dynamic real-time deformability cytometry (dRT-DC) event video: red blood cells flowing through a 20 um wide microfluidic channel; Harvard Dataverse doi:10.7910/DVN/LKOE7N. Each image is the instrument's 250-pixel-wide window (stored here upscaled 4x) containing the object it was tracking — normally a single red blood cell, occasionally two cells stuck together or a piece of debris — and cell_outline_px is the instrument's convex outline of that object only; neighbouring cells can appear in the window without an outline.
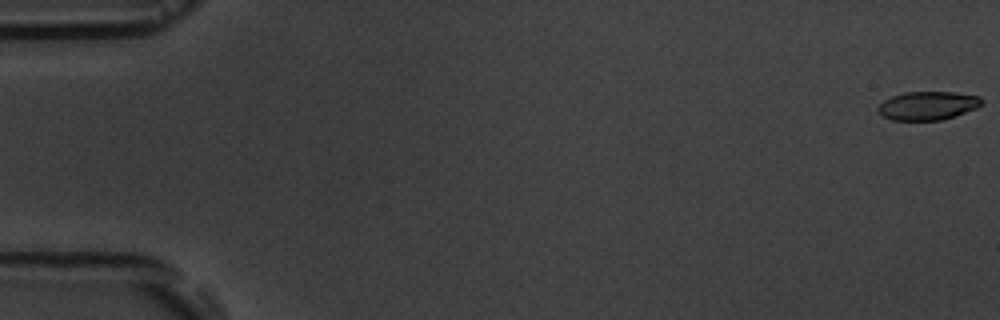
{"species": "common noctule bat (a hibernating species)", "species_latin": "Nyctalus noctula", "temperature_condition": "room temperature", "stored_images_in_passage": 5, "camera_frame_rate_fps": 3000, "um_per_image_px": 0.085, "animal": {"sex": "male", "body_mass_g": 19.5, "forearm_length_mm": 54.6}, "frame": {"image": 1, "passage_image": 1, "time_ms": 0.0, "image_size_px": [1000, 320], "cell_outline_px": [[984, 100], [976, 108], [940, 120], [892, 120], [884, 116], [876, 108], [884, 100], [892, 96], [904, 92], [956, 92], [980, 96]], "centroid_in_image_um": [78.85, 8.96], "position_along_channel_um": 6.1, "area_um2": 17.05}}
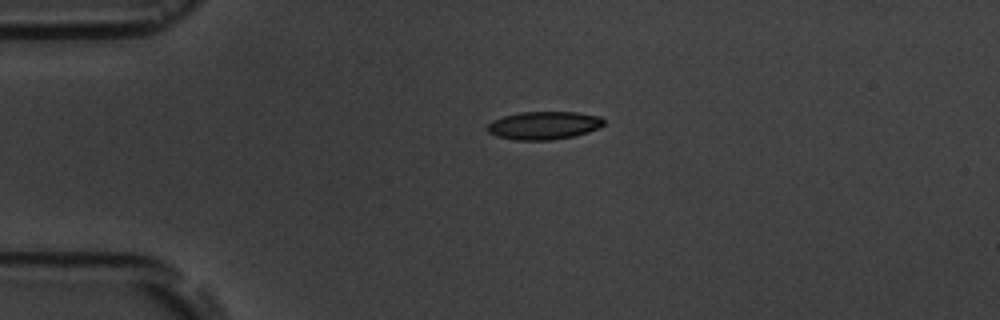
{"frame": {"image": 2, "passage_image": 4, "time_ms": 4.333, "image_size_px": [1000, 320], "cell_outline_px": [[604, 124], [600, 128], [588, 132], [572, 136], [552, 140], [516, 140], [496, 136], [488, 132], [484, 128], [492, 120], [504, 116], [520, 112], [576, 112], [600, 116], [604, 120]], "centroid_in_image_um": [46.21, 10.66], "position_along_channel_um": 38.8, "area_um2": 19.13}}